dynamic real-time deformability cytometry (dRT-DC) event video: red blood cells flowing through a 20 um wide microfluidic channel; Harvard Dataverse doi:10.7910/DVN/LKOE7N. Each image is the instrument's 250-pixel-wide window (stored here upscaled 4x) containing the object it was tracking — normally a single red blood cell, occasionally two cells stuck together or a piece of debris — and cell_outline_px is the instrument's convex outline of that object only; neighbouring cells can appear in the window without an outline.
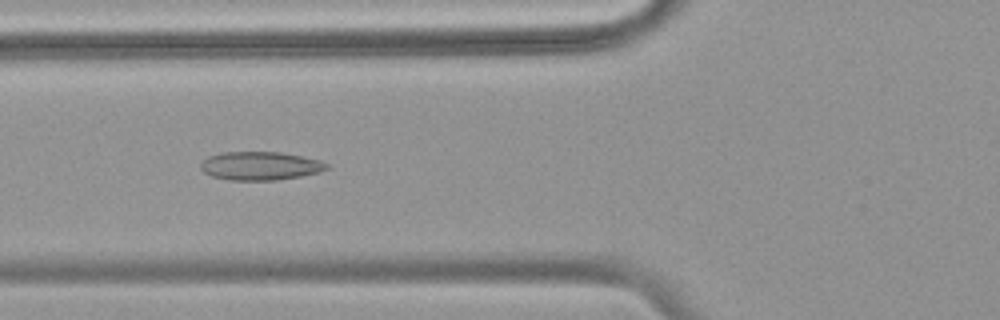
{"species": "common noctule bat (a hibernating species)", "species_latin": "Nyctalus noctula", "temperature_condition": "warm", "stored_images_in_passage": 54, "camera_frame_rate_fps": 3000, "um_per_image_px": 0.085, "animal": {"sex": "female", "body_mass_g": 18.4}, "frame": {"image": 1, "passage_image": 20, "time_ms": 6.333, "image_size_px": [1000, 320], "cell_outline_px": [[328, 168], [320, 172], [300, 176], [276, 180], [232, 180], [212, 176], [204, 172], [200, 168], [200, 164], [208, 156], [220, 152], [280, 152], [320, 160], [328, 164]], "centroid_in_image_um": [22.11, 14.09], "position_along_channel_um": 103.7, "area_um2": 20.81}}
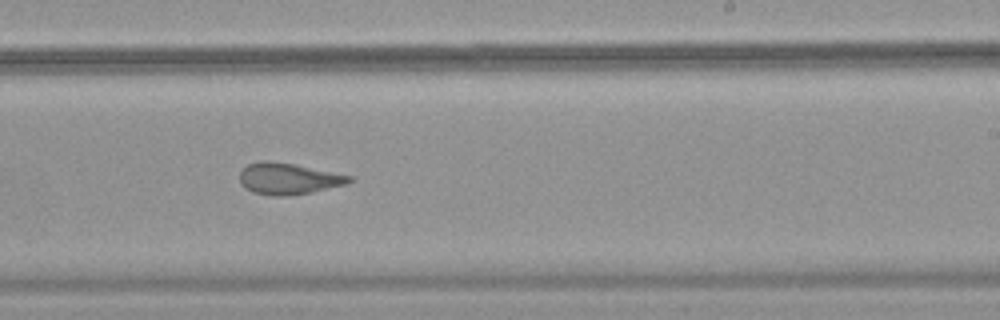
{"frame": {"image": 2, "passage_image": 33, "time_ms": 10.667, "image_size_px": [1000, 320], "cell_outline_px": [[352, 180], [348, 184], [312, 192], [288, 196], [272, 196], [252, 192], [244, 188], [240, 184], [240, 172], [248, 164], [260, 160], [268, 160], [296, 164], [352, 176]], "centroid_in_image_um": [24.5, 15.19], "position_along_channel_um": 264.5, "area_um2": 20.29}}
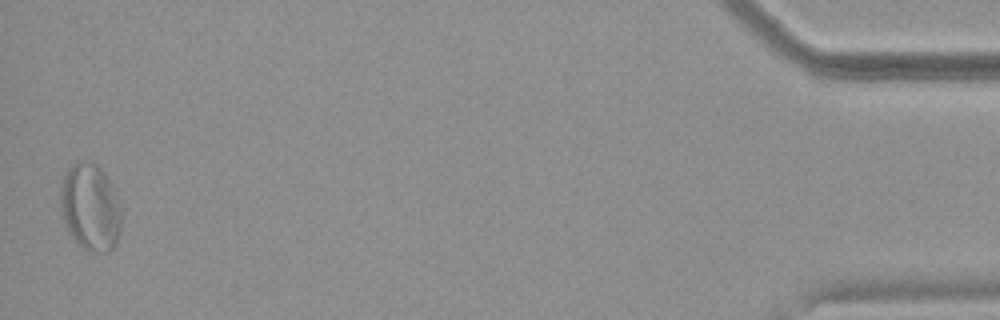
{"frame": {"image": 3, "passage_image": 53, "time_ms": 17.333, "image_size_px": [1000, 320], "cell_outline_px": [[120, 228], [116, 244], [108, 252], [88, 252], [68, 232], [64, 224], [60, 208], [60, 184], [68, 168], [76, 164], [96, 164], [104, 172], [112, 188], [120, 216]], "centroid_in_image_um": [7.63, 17.67], "position_along_channel_um": 427.6, "area_um2": 30.11}, "authors_computed_cell_mechanics": {"area_um2": 23.1489, "velocity_mm_per_s": 3.7236, "shape_relaxation_time_tau1_ms": null, "shape_relaxation_time_tau2_ms": 2.0408, "deformation_change_tau1": null, "deformation_change_tau2": 0.1019}}